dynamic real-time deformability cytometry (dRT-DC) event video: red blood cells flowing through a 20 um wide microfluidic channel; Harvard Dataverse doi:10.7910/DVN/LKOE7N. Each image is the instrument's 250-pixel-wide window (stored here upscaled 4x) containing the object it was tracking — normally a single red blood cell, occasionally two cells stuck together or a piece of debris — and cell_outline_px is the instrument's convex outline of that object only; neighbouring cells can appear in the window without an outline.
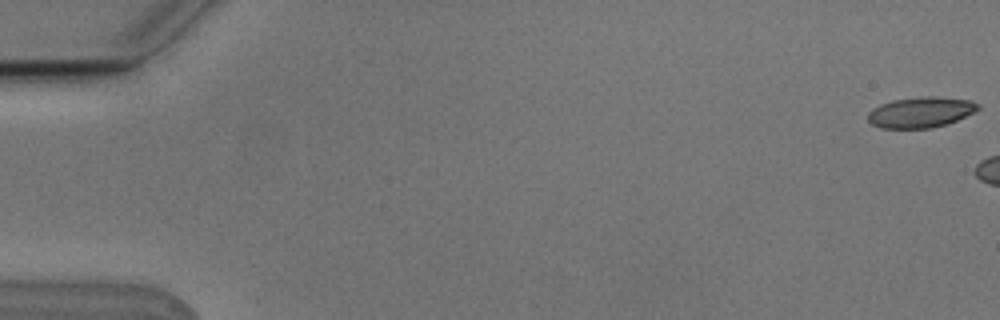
{"species": "Egyptian fruit bat (a non-hibernating species)", "species_latin": "Rousettus aegyptiacus", "temperature_condition": "cold", "stored_images_in_passage": 4, "camera_frame_rate_fps": 3000, "um_per_image_px": 0.085, "animal": {"sex": "male"}, "frame": {"image": 1, "passage_image": 1, "time_ms": 0.0, "image_size_px": [1000, 320], "cell_outline_px": [[980, 108], [948, 124], [932, 128], [880, 128], [872, 124], [868, 120], [868, 112], [872, 108], [880, 104], [892, 100], [924, 96], [932, 96], [968, 100], [980, 104]], "centroid_in_image_um": [78.22, 9.54], "position_along_channel_um": 6.8, "area_um2": 19.59}}